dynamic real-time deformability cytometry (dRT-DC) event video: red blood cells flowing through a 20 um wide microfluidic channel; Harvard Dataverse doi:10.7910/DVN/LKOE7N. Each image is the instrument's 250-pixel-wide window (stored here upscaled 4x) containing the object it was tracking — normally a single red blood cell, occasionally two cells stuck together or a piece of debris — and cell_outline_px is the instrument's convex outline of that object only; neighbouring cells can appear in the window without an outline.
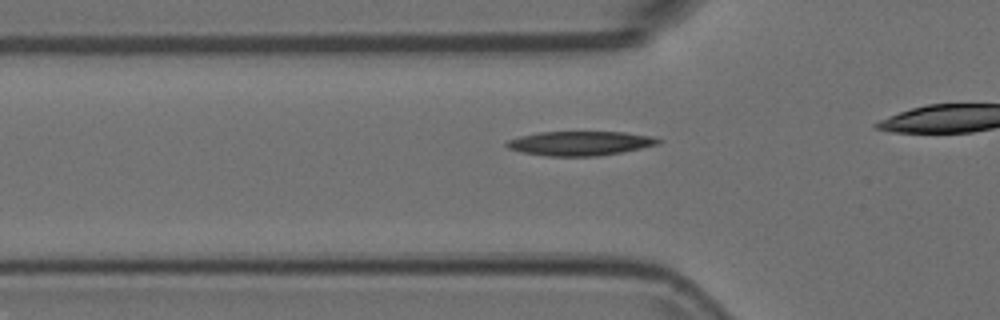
{"species": "Egyptian fruit bat (a non-hibernating species)", "species_latin": "Rousettus aegyptiacus", "temperature_condition": "room temperature", "stored_images_in_passage": 38, "camera_frame_rate_fps": 3000, "um_per_image_px": 0.085, "animal": {"sex": "female"}, "frame": {"image": 1, "passage_image": 13, "time_ms": 4.0, "image_size_px": [1000, 320], "cell_outline_px": [[664, 140], [656, 144], [640, 148], [620, 152], [596, 156], [548, 156], [524, 152], [508, 148], [504, 144], [508, 140], [520, 136], [540, 132], [624, 132], [652, 136]], "centroid_in_image_um": [49.3, 12.17], "position_along_channel_um": 76.5, "area_um2": 21.21}}
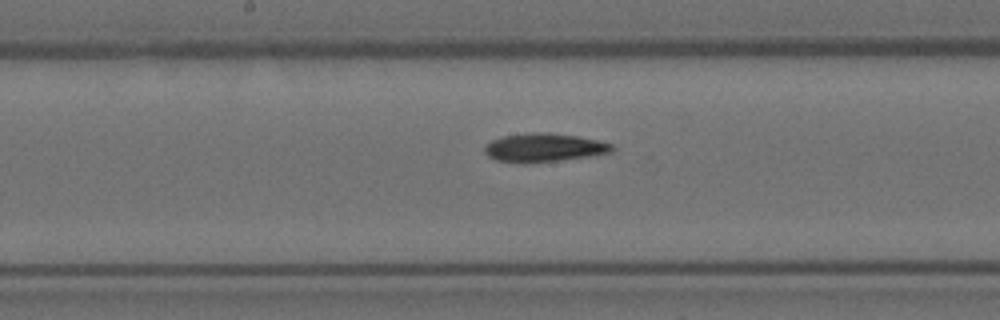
{"frame": {"image": 2, "passage_image": 23, "time_ms": 7.333, "image_size_px": [1000, 320], "cell_outline_px": [[616, 148], [612, 152], [588, 156], [560, 160], [496, 160], [488, 156], [484, 152], [484, 148], [492, 140], [504, 136], [532, 132], [548, 132], [576, 136], [600, 140], [612, 144]], "centroid_in_image_um": [46.32, 12.5], "position_along_channel_um": 201.9, "area_um2": 20.35}}
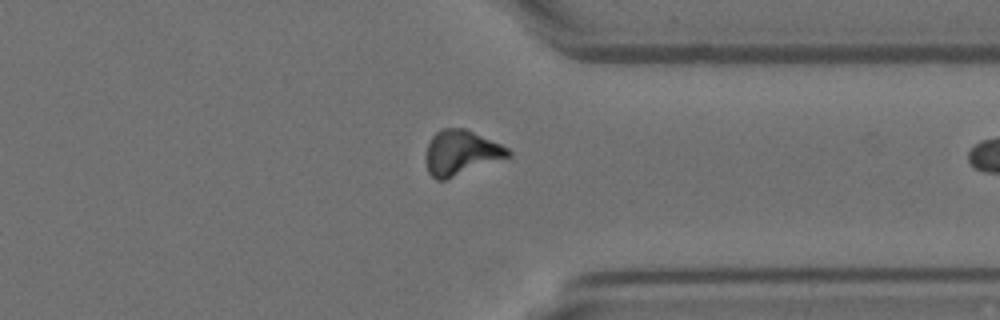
{"frame": {"image": 3, "passage_image": 37, "time_ms": 12.0, "image_size_px": [1000, 320], "cell_outline_px": [[512, 156], [444, 180], [436, 180], [428, 172], [428, 144], [432, 136], [440, 128], [464, 128], [500, 144], [508, 148], [512, 152]], "centroid_in_image_um": [39.22, 12.97], "position_along_channel_um": 372.2, "area_um2": 21.1}}